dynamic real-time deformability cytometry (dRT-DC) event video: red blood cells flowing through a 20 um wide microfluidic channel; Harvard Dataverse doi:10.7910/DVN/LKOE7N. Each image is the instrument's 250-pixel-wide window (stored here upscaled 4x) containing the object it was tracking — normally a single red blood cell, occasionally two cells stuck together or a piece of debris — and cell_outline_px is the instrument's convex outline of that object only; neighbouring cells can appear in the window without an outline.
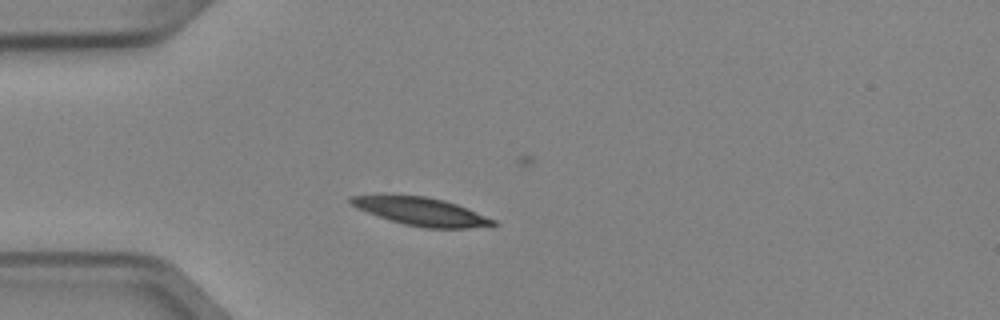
{"species": "Egyptian fruit bat (a non-hibernating species)", "species_latin": "Rousettus aegyptiacus", "temperature_condition": "cold", "stored_images_in_passage": 2, "camera_frame_rate_fps": 3000, "um_per_image_px": 0.085, "animal": {"sex": "female"}, "frame": {"image": 1, "passage_image": 2, "time_ms": 0.333, "image_size_px": [1000, 320], "cell_outline_px": [[500, 224], [492, 228], [424, 228], [404, 224], [356, 208], [348, 200], [348, 196], [376, 192], [384, 192], [424, 196], [444, 200], [468, 208], [496, 220]], "centroid_in_image_um": [35.79, 17.94], "position_along_channel_um": 49.2, "area_um2": 24.33}}